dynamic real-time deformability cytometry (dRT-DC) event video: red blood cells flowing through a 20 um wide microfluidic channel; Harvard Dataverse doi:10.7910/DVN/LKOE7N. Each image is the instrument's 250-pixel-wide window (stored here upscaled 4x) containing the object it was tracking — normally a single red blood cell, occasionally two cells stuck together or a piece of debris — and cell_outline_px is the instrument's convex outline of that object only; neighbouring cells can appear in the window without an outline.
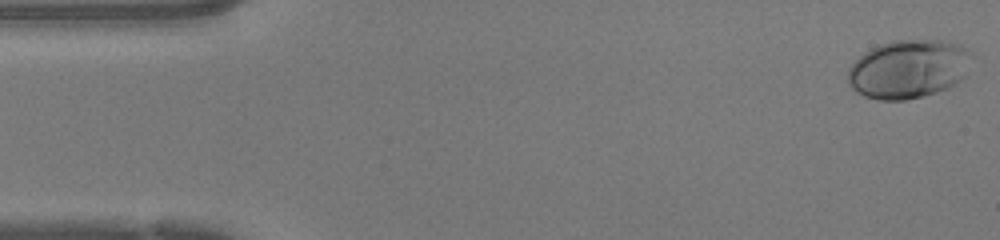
{"species": "human", "species_latin": "Homo sapiens", "temperature_condition": "warm", "stored_images_in_passage": 47, "camera_frame_rate_fps": 3000, "um_per_image_px": 0.085, "donor": {"sex": "female"}, "frame": {"image": 1, "passage_image": 1, "time_ms": 0.0, "image_size_px": [1000, 240], "cell_outline_px": [[972, 52], [964, 76], [956, 84], [948, 88], [924, 96], [904, 100], [880, 100], [864, 96], [856, 92], [848, 84], [848, 68], [864, 52], [880, 44], [892, 40], [940, 40], [960, 44]], "centroid_in_image_um": [77.21, 5.87], "position_along_channel_um": 7.8, "area_um2": 42.37}}
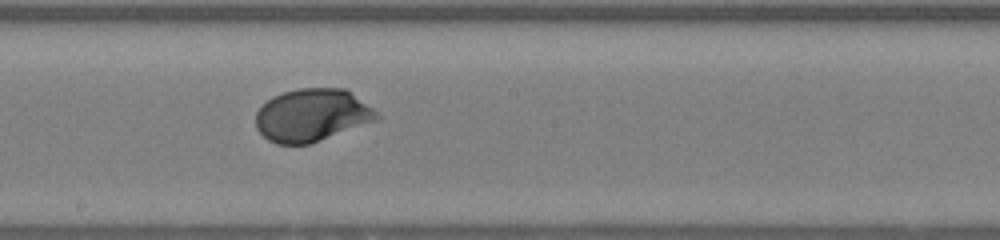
{"frame": {"image": 2, "passage_image": 25, "time_ms": 8.0, "image_size_px": [1000, 240], "cell_outline_px": [[380, 116], [376, 120], [312, 144], [276, 144], [268, 140], [256, 128], [256, 112], [272, 96], [284, 92], [300, 88], [344, 88], [372, 108]], "centroid_in_image_um": [26.49, 9.8], "position_along_channel_um": 221.7, "area_um2": 36.88}}
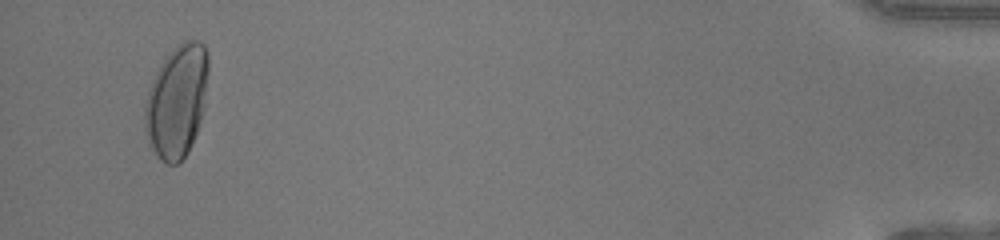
{"frame": {"image": 3, "passage_image": 45, "time_ms": 14.667, "image_size_px": [1000, 240], "cell_outline_px": [[208, 72], [204, 108], [196, 132], [188, 152], [176, 164], [164, 164], [160, 160], [152, 148], [148, 140], [144, 128], [144, 104], [152, 80], [164, 56], [172, 48], [184, 40], [196, 40], [204, 44], [208, 56]], "centroid_in_image_um": [15.02, 8.57], "position_along_channel_um": 420.2, "area_um2": 41.91}, "authors_computed_cell_mechanics": {"area_um2": 36.8186, "velocity_mm_per_s": 4.2761, "shape_relaxation_time_tau1_ms": 3.822, "shape_relaxation_time_tau2_ms": null, "deformation_change_tau1": 0.1868, "deformation_change_tau2": null}}